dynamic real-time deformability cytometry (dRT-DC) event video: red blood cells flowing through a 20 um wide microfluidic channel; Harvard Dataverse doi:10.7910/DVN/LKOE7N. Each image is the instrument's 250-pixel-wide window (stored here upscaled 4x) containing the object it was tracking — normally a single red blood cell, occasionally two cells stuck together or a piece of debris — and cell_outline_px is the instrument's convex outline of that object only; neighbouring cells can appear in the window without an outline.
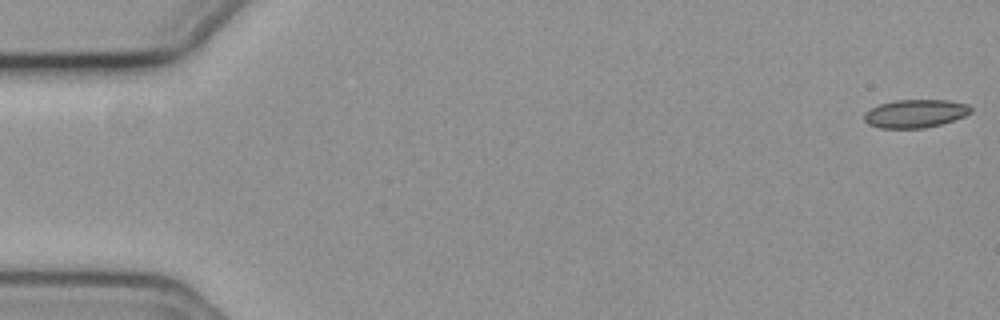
{"species": "common noctule bat (a hibernating species)", "species_latin": "Nyctalus noctula", "temperature_condition": "cold", "stored_images_in_passage": 56, "camera_frame_rate_fps": 3000, "um_per_image_px": 0.085, "animal": {"sex": "female", "body_mass_g": 19.3, "forearm_length_mm": 54.1}, "frame": {"image": 1, "passage_image": 1, "time_ms": 0.0, "image_size_px": [1000, 320], "cell_outline_px": [[972, 112], [964, 116], [940, 124], [924, 128], [880, 128], [868, 124], [864, 120], [864, 112], [868, 108], [880, 104], [896, 100], [948, 100], [968, 104], [972, 108]], "centroid_in_image_um": [77.77, 9.64], "position_along_channel_um": 7.2, "area_um2": 17.57}}
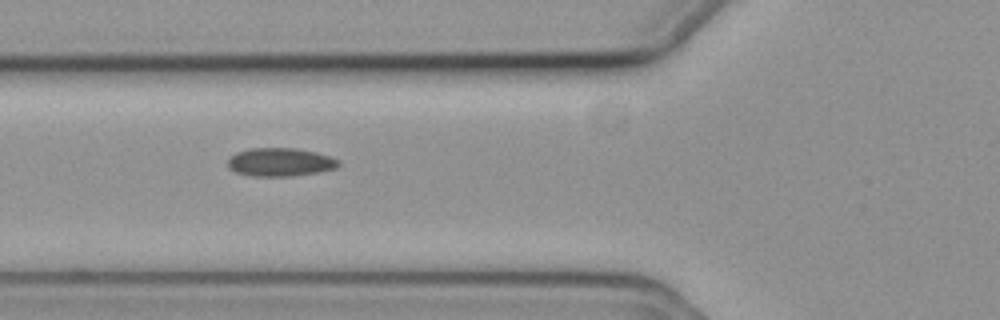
{"frame": {"image": 2, "passage_image": 21, "time_ms": 6.667, "image_size_px": [1000, 320], "cell_outline_px": [[340, 164], [336, 168], [316, 172], [292, 176], [252, 176], [236, 172], [228, 168], [228, 160], [236, 152], [248, 148], [296, 148], [316, 152], [340, 160]], "centroid_in_image_um": [23.8, 13.77], "position_along_channel_um": 102.0, "area_um2": 18.26}}
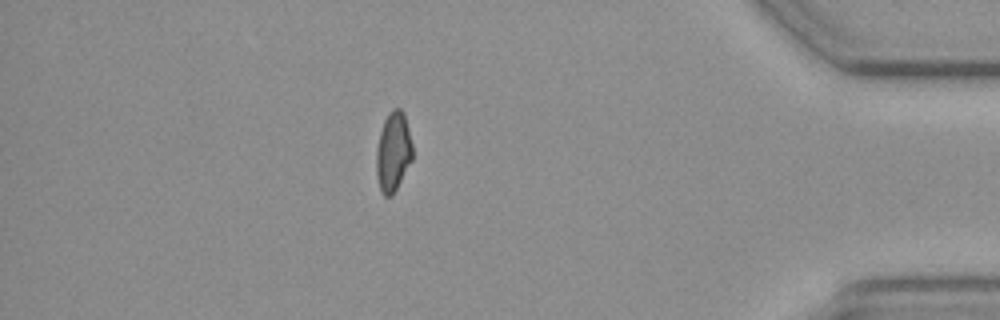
{"frame": {"image": 3, "passage_image": 49, "time_ms": 16.0, "image_size_px": [1000, 320], "cell_outline_px": [[412, 160], [392, 196], [384, 196], [380, 192], [376, 172], [376, 148], [380, 132], [384, 120], [388, 112], [392, 108], [400, 108], [404, 112], [412, 144]], "centroid_in_image_um": [33.41, 12.89], "position_along_channel_um": 401.8, "area_um2": 16.88}, "authors_computed_cell_mechanics": {"area_um2": 17.5134, "velocity_mm_per_s": 3.6922, "shape_relaxation_time_tau1_ms": null, "shape_relaxation_time_tau2_ms": 6.7463, "deformation_change_tau1": null, "deformation_change_tau2": 0.1181}}